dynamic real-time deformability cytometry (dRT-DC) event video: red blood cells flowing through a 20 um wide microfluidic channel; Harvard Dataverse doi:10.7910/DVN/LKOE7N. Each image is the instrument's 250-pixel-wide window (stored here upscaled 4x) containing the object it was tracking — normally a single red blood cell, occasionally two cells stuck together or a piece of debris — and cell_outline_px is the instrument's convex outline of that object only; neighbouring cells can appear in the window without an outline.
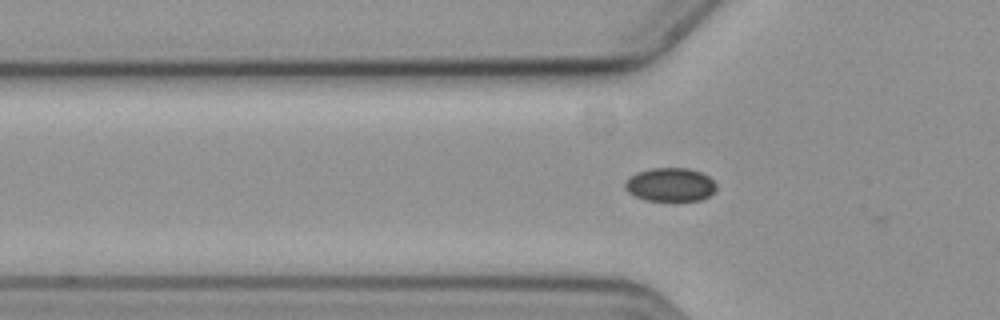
{"species": "common noctule bat (a hibernating species)", "species_latin": "Nyctalus noctula", "temperature_condition": "cold", "stored_images_in_passage": 3, "camera_frame_rate_fps": 3000, "um_per_image_px": 0.085, "animal": {"sex": "female", "body_mass_g": 19.3, "forearm_length_mm": 54.1}, "frame": {"image": 1, "passage_image": 2, "time_ms": 0.333, "image_size_px": [1000, 320], "cell_outline_px": [[716, 192], [700, 200], [672, 204], [644, 200], [628, 192], [624, 188], [624, 184], [636, 172], [652, 168], [688, 168], [700, 172], [708, 176], [716, 184]], "centroid_in_image_um": [56.99, 15.75], "position_along_channel_um": 68.8, "area_um2": 18.55}}